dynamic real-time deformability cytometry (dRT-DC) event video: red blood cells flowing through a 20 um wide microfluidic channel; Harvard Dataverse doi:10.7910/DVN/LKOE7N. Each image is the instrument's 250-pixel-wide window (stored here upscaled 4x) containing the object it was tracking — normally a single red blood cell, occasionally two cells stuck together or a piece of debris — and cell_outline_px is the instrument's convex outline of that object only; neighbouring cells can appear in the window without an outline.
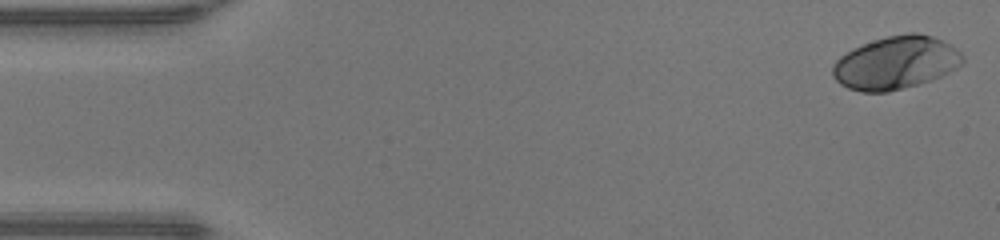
{"species": "human", "species_latin": "Homo sapiens", "temperature_condition": "warm", "stored_images_in_passage": 48, "camera_frame_rate_fps": 3000, "um_per_image_px": 0.085, "donor": {"sex": "male"}, "frame": {"image": 1, "passage_image": 1, "time_ms": 0.0, "image_size_px": [1000, 240], "cell_outline_px": [[964, 60], [956, 68], [932, 80], [920, 84], [888, 92], [860, 92], [848, 88], [840, 84], [832, 76], [832, 64], [840, 56], [852, 48], [888, 36], [908, 32], [916, 32], [932, 36], [956, 48], [964, 56]], "centroid_in_image_um": [76.12, 5.35], "position_along_channel_um": 8.9, "area_um2": 40.11}}
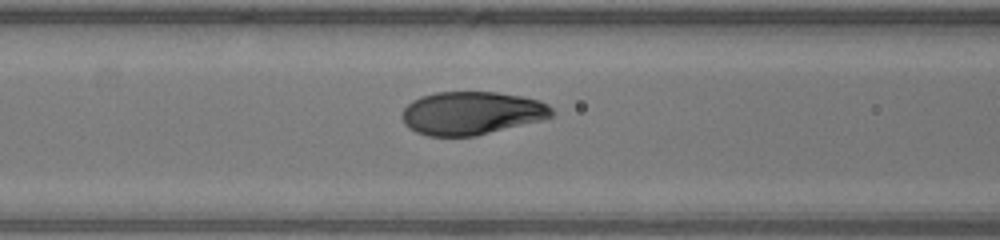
{"frame": {"image": 2, "passage_image": 19, "time_ms": 6.0, "image_size_px": [1000, 240], "cell_outline_px": [[556, 112], [552, 116], [540, 120], [476, 136], [428, 136], [416, 132], [408, 128], [404, 124], [404, 108], [412, 100], [420, 96], [436, 92], [496, 92], [524, 96], [540, 100], [548, 104]], "centroid_in_image_um": [40.11, 9.61], "position_along_channel_um": 126.5, "area_um2": 37.74}}
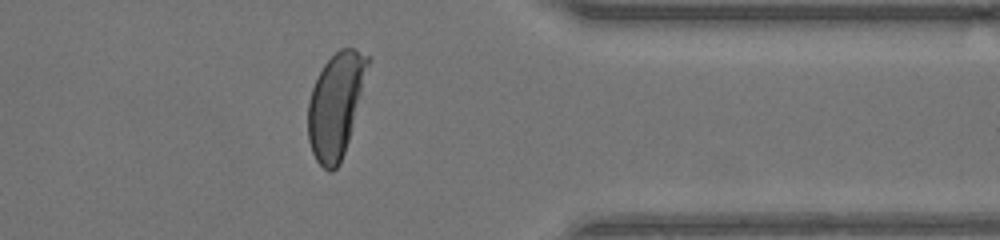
{"frame": {"image": 3, "passage_image": 38, "time_ms": 12.333, "image_size_px": [1000, 240], "cell_outline_px": [[372, 60], [348, 140], [340, 164], [332, 172], [328, 172], [316, 160], [312, 152], [308, 140], [308, 100], [312, 88], [324, 64], [340, 48], [352, 48], [372, 56]], "centroid_in_image_um": [28.56, 8.91], "position_along_channel_um": 382.8, "area_um2": 36.47}, "authors_computed_cell_mechanics": {"area_um2": 38.8705, "velocity_mm_per_s": 4.2705, "shape_relaxation_time_tau1_ms": 2.8952, "shape_relaxation_time_tau2_ms": null, "deformation_change_tau1": 0.2056, "deformation_change_tau2": null}}